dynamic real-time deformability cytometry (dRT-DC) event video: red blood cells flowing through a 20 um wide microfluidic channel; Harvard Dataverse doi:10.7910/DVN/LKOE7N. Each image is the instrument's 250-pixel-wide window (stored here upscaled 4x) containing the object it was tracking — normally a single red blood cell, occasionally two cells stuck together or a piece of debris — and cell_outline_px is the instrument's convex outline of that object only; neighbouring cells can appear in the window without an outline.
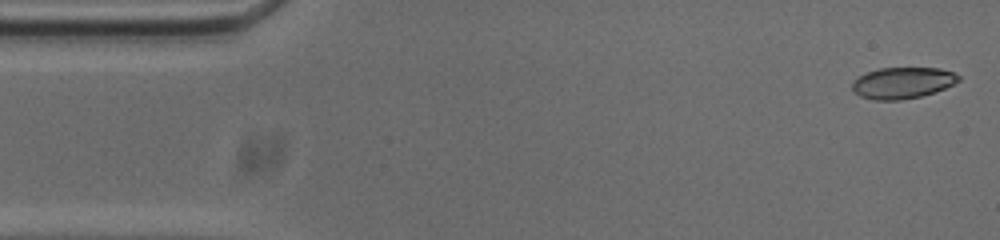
{"species": "common noctule bat (a hibernating species)", "species_latin": "Nyctalus noctula", "temperature_condition": "cold", "stored_images_in_passage": 53, "camera_frame_rate_fps": 3000, "um_per_image_px": 0.085, "animal": {"sex": "male", "body_mass_g": 20.0, "forearm_length_mm": 53.3}, "frame": {"image": 1, "passage_image": 1, "time_ms": 0.0, "image_size_px": [1000, 240], "cell_outline_px": [[960, 80], [944, 88], [920, 96], [900, 100], [872, 100], [860, 96], [852, 88], [852, 84], [860, 76], [868, 72], [880, 68], [940, 68], [952, 72], [960, 76]], "centroid_in_image_um": [76.72, 7.04], "position_along_channel_um": 8.3, "area_um2": 19.07}}
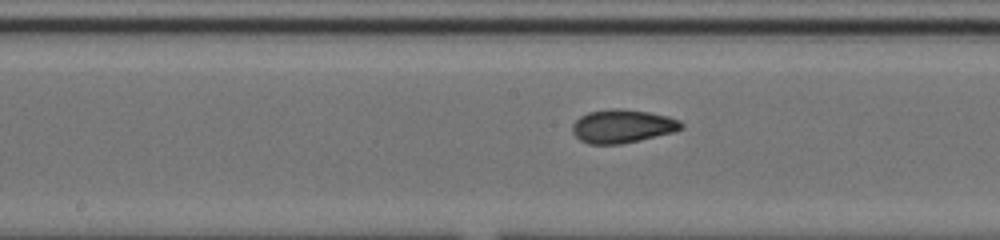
{"frame": {"image": 2, "passage_image": 25, "time_ms": 8.0, "image_size_px": [1000, 240], "cell_outline_px": [[684, 128], [672, 132], [640, 140], [620, 144], [588, 144], [580, 140], [572, 132], [572, 124], [580, 116], [588, 112], [608, 108], [620, 108], [648, 112], [668, 116], [680, 120], [684, 124]], "centroid_in_image_um": [52.9, 10.72], "position_along_channel_um": 195.3, "area_um2": 21.33}}
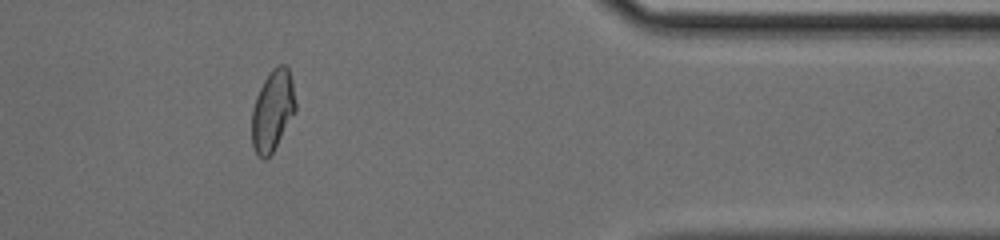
{"frame": {"image": 3, "passage_image": 43, "time_ms": 14.0, "image_size_px": [1000, 240], "cell_outline_px": [[296, 112], [272, 152], [264, 160], [256, 152], [252, 144], [252, 108], [256, 96], [268, 72], [272, 68], [280, 64], [284, 64], [288, 68], [292, 80], [296, 104]], "centroid_in_image_um": [23.18, 9.36], "position_along_channel_um": 388.2, "area_um2": 20.58}, "authors_computed_cell_mechanics": {"area_um2": 20.7502, "velocity_mm_per_s": 3.7199, "shape_relaxation_time_tau1_ms": 4.2494, "shape_relaxation_time_tau2_ms": 1.2188, "deformation_change_tau1": 0.1364, "deformation_change_tau2": 0.0472}}